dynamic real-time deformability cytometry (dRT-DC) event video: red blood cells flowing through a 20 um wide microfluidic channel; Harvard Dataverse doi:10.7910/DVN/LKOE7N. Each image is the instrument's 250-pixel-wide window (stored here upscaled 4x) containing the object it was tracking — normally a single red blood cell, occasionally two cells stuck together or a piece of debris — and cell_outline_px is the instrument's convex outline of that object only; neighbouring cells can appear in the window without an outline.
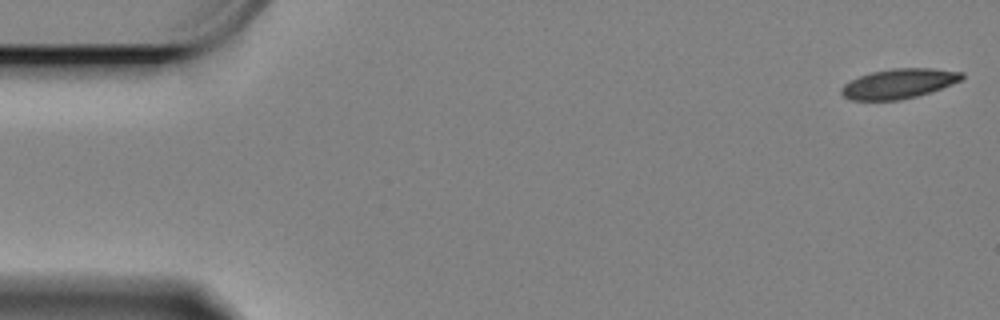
{"species": "Egyptian fruit bat (a non-hibernating species)", "species_latin": "Rousettus aegyptiacus", "temperature_condition": "cold", "stored_images_in_passage": 59, "camera_frame_rate_fps": 3000, "um_per_image_px": 0.085, "animal": {"sex": "female"}, "frame": {"image": 1, "passage_image": 1, "time_ms": 0.0, "image_size_px": [1000, 320], "cell_outline_px": [[964, 76], [960, 80], [940, 88], [916, 96], [900, 100], [852, 100], [844, 96], [840, 92], [840, 88], [844, 84], [860, 76], [872, 72], [892, 68], [932, 68], [964, 72]], "centroid_in_image_um": [76.38, 7.1], "position_along_channel_um": 8.6, "area_um2": 20.63}}
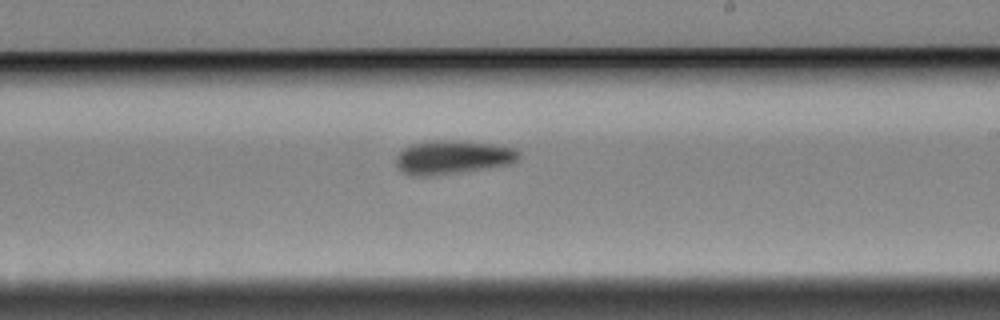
{"frame": {"image": 2, "passage_image": 34, "time_ms": 11.0, "image_size_px": [1000, 320], "cell_outline_px": [[520, 156], [512, 164], [460, 172], [428, 176], [412, 176], [400, 172], [396, 168], [396, 156], [408, 144], [436, 140], [460, 140], [492, 144], [516, 148], [520, 152]], "centroid_in_image_um": [38.45, 13.36], "position_along_channel_um": 250.6, "area_um2": 24.45}}
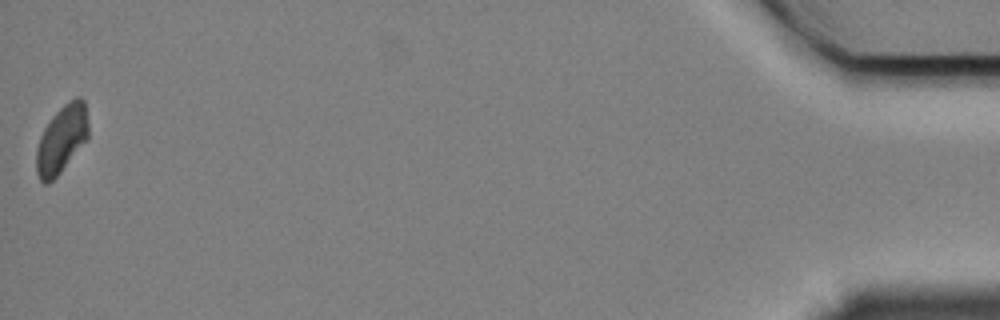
{"frame": {"image": 3, "passage_image": 59, "time_ms": 19.333, "image_size_px": [1000, 320], "cell_outline_px": [[88, 140], [60, 172], [48, 184], [44, 184], [40, 180], [36, 172], [36, 148], [40, 136], [44, 128], [52, 116], [68, 100], [76, 96], [80, 96], [84, 100], [88, 124]], "centroid_in_image_um": [5.24, 11.83], "position_along_channel_um": 430.0, "area_um2": 20.69}, "authors_computed_cell_mechanics": {"area_um2": 22.4842, "velocity_mm_per_s": 3.306, "shape_relaxation_time_tau1_ms": 9.7119, "shape_relaxation_time_tau2_ms": null, "deformation_change_tau1": 0.143, "deformation_change_tau2": null}}